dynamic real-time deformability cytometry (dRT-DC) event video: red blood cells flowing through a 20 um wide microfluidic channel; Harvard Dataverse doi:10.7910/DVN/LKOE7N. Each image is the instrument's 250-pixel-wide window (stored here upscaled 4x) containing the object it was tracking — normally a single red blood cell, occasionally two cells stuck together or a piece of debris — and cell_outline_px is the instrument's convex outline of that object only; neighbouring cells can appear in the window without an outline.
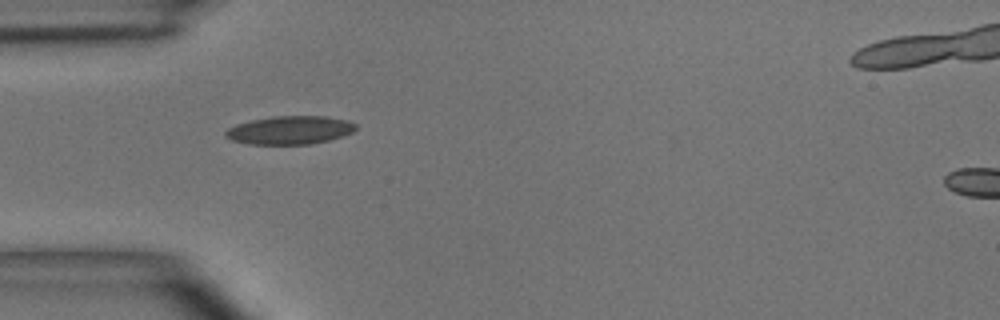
{"species": "common noctule bat (a hibernating species)", "species_latin": "Nyctalus noctula", "temperature_condition": "room temperature", "stored_images_in_passage": 3, "camera_frame_rate_fps": 3000, "um_per_image_px": 0.085, "animal": {"sex": "male", "body_mass_g": 15.6}, "frame": {"image": 1, "passage_image": 2, "time_ms": 1.333, "image_size_px": [1000, 320], "cell_outline_px": [[356, 128], [352, 132], [328, 140], [312, 144], [248, 144], [232, 140], [224, 136], [224, 132], [228, 128], [236, 124], [252, 120], [272, 116], [328, 116], [348, 120], [356, 124]], "centroid_in_image_um": [24.62, 11.05], "position_along_channel_um": 60.4, "area_um2": 21.5}}
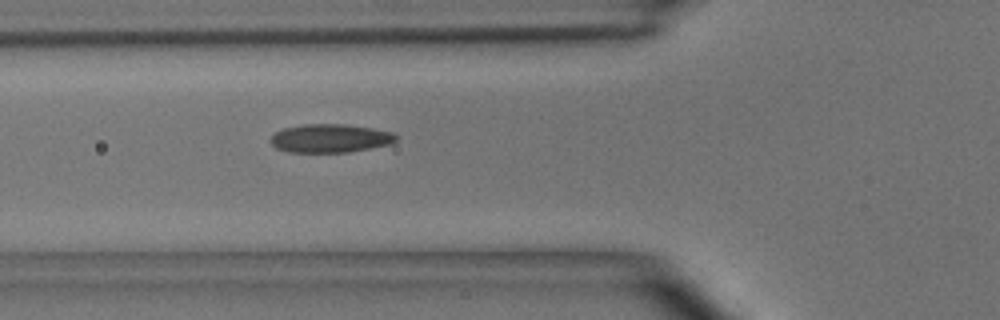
{"frame": {"image": 2, "passage_image": 3, "time_ms": 2.333, "image_size_px": [1000, 320], "cell_outline_px": [[396, 140], [392, 144], [348, 152], [288, 152], [276, 148], [272, 144], [272, 136], [276, 132], [284, 128], [304, 124], [344, 124], [372, 128], [392, 132], [396, 136]], "centroid_in_image_um": [28.08, 11.76], "position_along_channel_um": 97.7, "area_um2": 20.69}}